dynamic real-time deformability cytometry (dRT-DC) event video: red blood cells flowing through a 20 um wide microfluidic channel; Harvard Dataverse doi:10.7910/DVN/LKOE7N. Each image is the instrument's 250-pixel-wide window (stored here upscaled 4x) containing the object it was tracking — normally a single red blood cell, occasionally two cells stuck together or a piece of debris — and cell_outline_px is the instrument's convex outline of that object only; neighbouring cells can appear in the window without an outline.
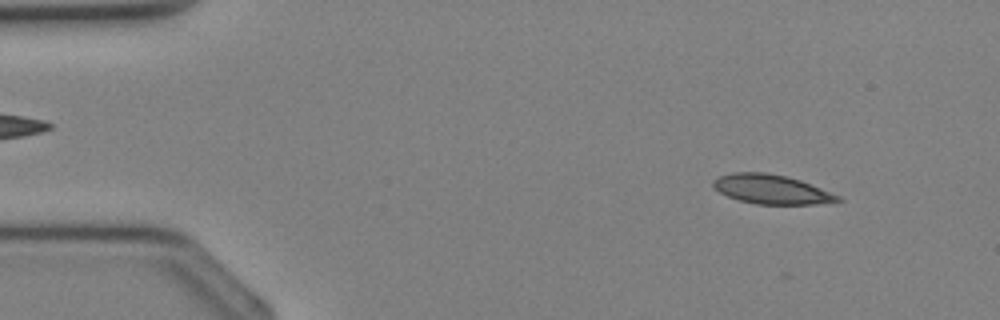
{"species": "Egyptian fruit bat (a non-hibernating species)", "species_latin": "Rousettus aegyptiacus", "temperature_condition": "cold", "stored_images_in_passage": 29, "camera_frame_rate_fps": 3000, "um_per_image_px": 0.085, "animal": {"sex": "female"}, "frame": {"image": 1, "passage_image": 3, "time_ms": 0.667, "image_size_px": [1000, 320], "cell_outline_px": [[844, 200], [816, 204], [756, 204], [740, 200], [728, 196], [720, 192], [712, 184], [712, 180], [720, 176], [732, 172], [764, 172], [784, 176], [800, 180], [840, 196]], "centroid_in_image_um": [65.56, 16.09], "position_along_channel_um": 19.4, "area_um2": 20.98}}
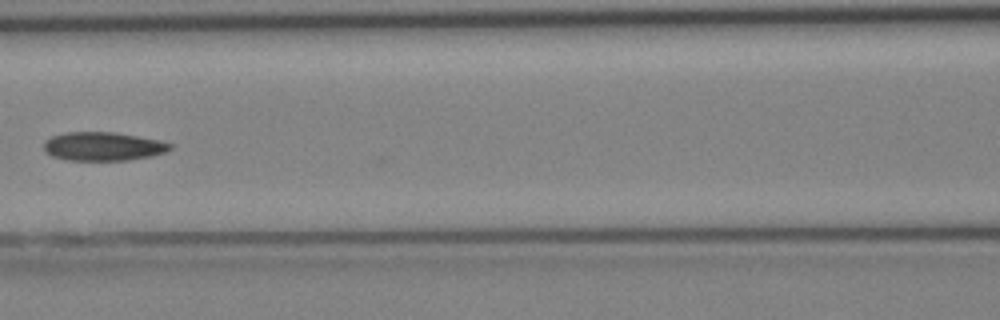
{"frame": {"image": 2, "passage_image": 15, "time_ms": 4.667, "image_size_px": [1000, 320], "cell_outline_px": [[172, 148], [164, 152], [152, 156], [128, 160], [68, 160], [52, 156], [44, 148], [44, 140], [52, 136], [64, 132], [116, 132], [160, 140], [172, 144]], "centroid_in_image_um": [8.77, 12.43], "position_along_channel_um": 157.8, "area_um2": 21.1}}
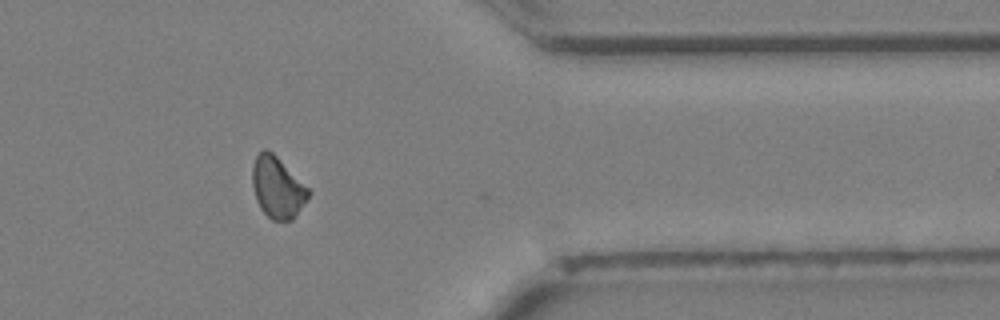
{"frame": {"image": 3, "passage_image": 28, "time_ms": 9.0, "image_size_px": [1000, 320], "cell_outline_px": [[312, 192], [308, 200], [292, 220], [272, 220], [260, 208], [256, 200], [252, 184], [252, 164], [256, 156], [264, 148], [272, 152]], "centroid_in_image_um": [23.58, 15.95], "position_along_channel_um": 387.8, "area_um2": 19.94}}